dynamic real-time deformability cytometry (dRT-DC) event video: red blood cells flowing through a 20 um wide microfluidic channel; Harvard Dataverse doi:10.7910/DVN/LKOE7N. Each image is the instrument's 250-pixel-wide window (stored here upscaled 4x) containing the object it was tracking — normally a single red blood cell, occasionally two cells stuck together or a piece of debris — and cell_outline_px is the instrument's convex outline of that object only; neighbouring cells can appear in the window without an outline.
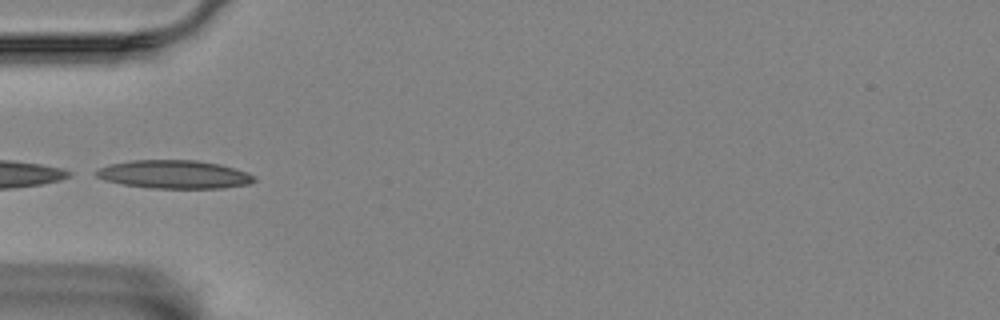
{"species": "Egyptian fruit bat (a non-hibernating species)", "species_latin": "Rousettus aegyptiacus", "temperature_condition": "room temperature", "stored_images_in_passage": 5, "camera_frame_rate_fps": 3000, "um_per_image_px": 0.085, "animal": {"sex": "female"}, "frame": {"image": 1, "passage_image": 1, "time_ms": 0.0, "image_size_px": [1000, 320], "cell_outline_px": [[256, 180], [248, 184], [224, 188], [148, 188], [124, 184], [104, 180], [88, 172], [96, 168], [108, 164], [132, 160], [196, 160], [220, 164], [248, 172], [256, 176]], "centroid_in_image_um": [14.75, 14.82], "position_along_channel_um": 70.3, "area_um2": 26.47}}